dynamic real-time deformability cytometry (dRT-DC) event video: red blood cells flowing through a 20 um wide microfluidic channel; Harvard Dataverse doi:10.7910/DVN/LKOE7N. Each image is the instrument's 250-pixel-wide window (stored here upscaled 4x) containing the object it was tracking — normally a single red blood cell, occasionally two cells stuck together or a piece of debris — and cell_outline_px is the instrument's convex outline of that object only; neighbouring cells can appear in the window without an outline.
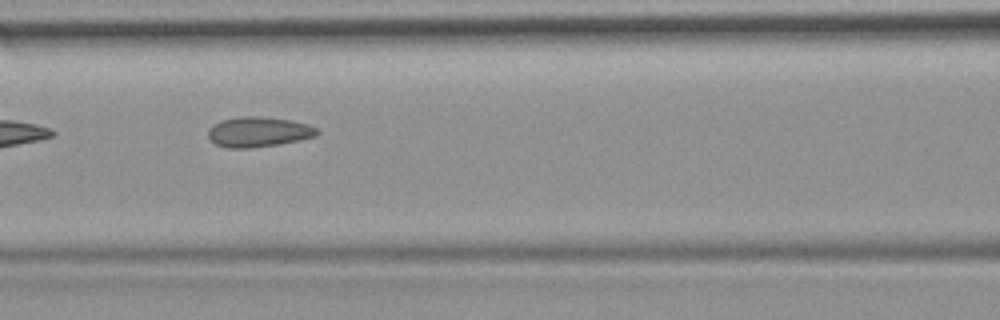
{"species": "common noctule bat (a hibernating species)", "species_latin": "Nyctalus noctula", "temperature_condition": "room temperature", "stored_images_in_passage": 10, "camera_frame_rate_fps": 3000, "um_per_image_px": 0.085, "animal": {"sex": "female", "body_mass_g": 19.9}, "frame": {"image": 1, "passage_image": 4, "time_ms": 3.333, "image_size_px": [1000, 320], "cell_outline_px": [[320, 132], [316, 136], [300, 140], [280, 144], [252, 148], [228, 148], [216, 144], [208, 136], [208, 128], [224, 120], [240, 116], [256, 116], [292, 120], [308, 124], [316, 128]], "centroid_in_image_um": [22.0, 11.22], "position_along_channel_um": 144.6, "area_um2": 19.07}}